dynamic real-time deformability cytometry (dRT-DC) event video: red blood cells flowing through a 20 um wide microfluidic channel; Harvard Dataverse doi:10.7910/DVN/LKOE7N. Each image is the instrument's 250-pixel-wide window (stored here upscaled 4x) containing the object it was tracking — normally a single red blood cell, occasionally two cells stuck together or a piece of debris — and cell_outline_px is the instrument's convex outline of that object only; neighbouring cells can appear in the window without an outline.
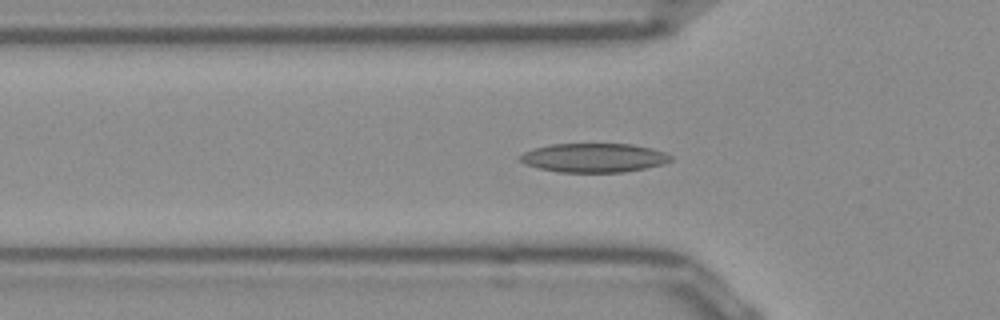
{"species": "Egyptian fruit bat (a non-hibernating species)", "species_latin": "Rousettus aegyptiacus", "temperature_condition": "room temperature", "stored_images_in_passage": 40, "camera_frame_rate_fps": 3000, "um_per_image_px": 0.085, "frame": {"image": 1, "passage_image": 9, "time_ms": 2.667, "image_size_px": [1000, 320], "cell_outline_px": [[672, 160], [664, 164], [624, 172], [560, 172], [540, 168], [524, 164], [520, 160], [520, 156], [524, 152], [532, 148], [552, 144], [632, 144], [652, 148], [664, 152], [672, 156]], "centroid_in_image_um": [50.49, 13.4], "position_along_channel_um": 75.3, "area_um2": 25.43}}
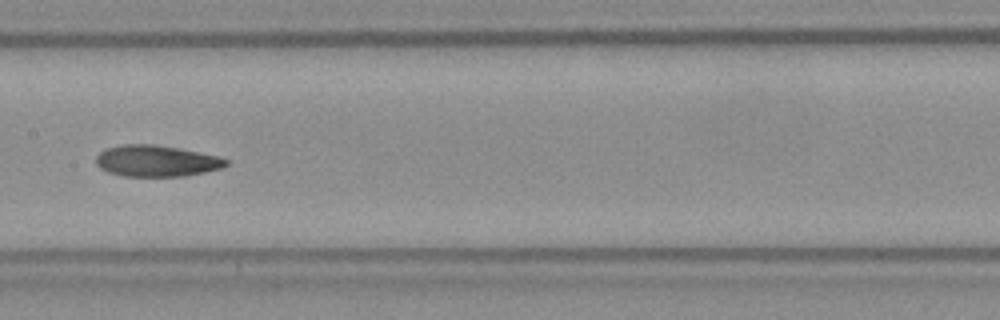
{"frame": {"image": 2, "passage_image": 18, "time_ms": 5.667, "image_size_px": [1000, 320], "cell_outline_px": [[228, 164], [220, 168], [204, 172], [184, 176], [124, 176], [108, 172], [100, 168], [96, 164], [96, 156], [100, 152], [108, 148], [124, 144], [152, 144], [176, 148], [216, 156], [228, 160]], "centroid_in_image_um": [13.25, 13.69], "position_along_channel_um": 194.2, "area_um2": 23.35}}
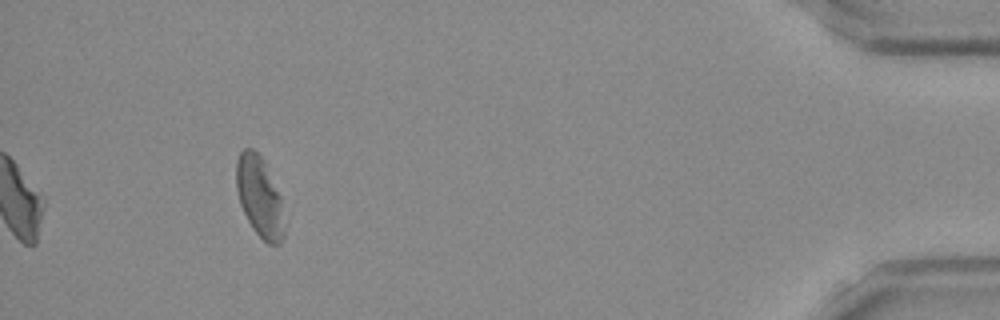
{"frame": {"image": 3, "passage_image": 40, "time_ms": 13.0, "image_size_px": [1000, 320], "cell_outline_px": [[284, 240], [280, 244], [268, 244], [252, 228], [240, 204], [236, 188], [236, 160], [240, 152], [244, 148], [252, 148], [264, 160], [280, 196], [284, 228]], "centroid_in_image_um": [22.05, 16.72], "position_along_channel_um": 413.2, "area_um2": 22.37}, "authors_computed_cell_mechanics": {"area_um2": 24.1893, "velocity_mm_per_s": 3.9194, "shape_relaxation_time_tau1_ms": 5.4152, "shape_relaxation_time_tau2_ms": 3.9465, "deformation_change_tau1": 0.1402, "deformation_change_tau2": 0.1103}}